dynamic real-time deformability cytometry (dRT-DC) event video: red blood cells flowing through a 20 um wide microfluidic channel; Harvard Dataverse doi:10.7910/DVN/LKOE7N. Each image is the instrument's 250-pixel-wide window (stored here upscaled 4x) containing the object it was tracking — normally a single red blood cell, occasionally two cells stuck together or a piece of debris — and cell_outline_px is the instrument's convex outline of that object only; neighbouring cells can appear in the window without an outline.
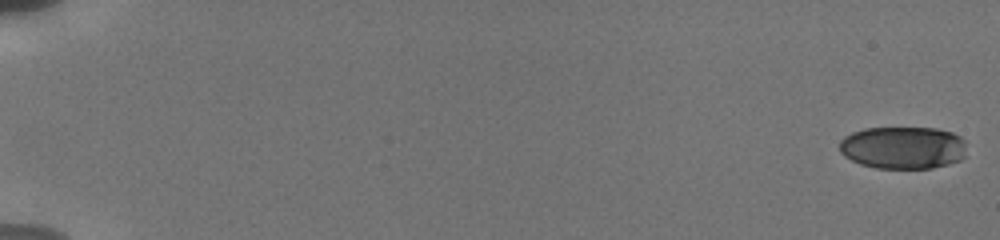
{"species": "human", "species_latin": "Homo sapiens", "temperature_condition": "cold", "stored_images_in_passage": 41, "camera_frame_rate_fps": 3000, "um_per_image_px": 0.085, "donor": {"sex": "male"}, "frame": {"image": 1, "passage_image": 1, "time_ms": 0.0, "image_size_px": [1000, 240], "cell_outline_px": [[964, 156], [960, 160], [948, 164], [932, 168], [876, 168], [860, 164], [844, 156], [840, 152], [840, 140], [844, 136], [852, 132], [864, 128], [936, 128], [952, 132], [960, 136], [964, 140]], "centroid_in_image_um": [76.73, 12.54], "position_along_channel_um": 8.3, "area_um2": 31.56}}
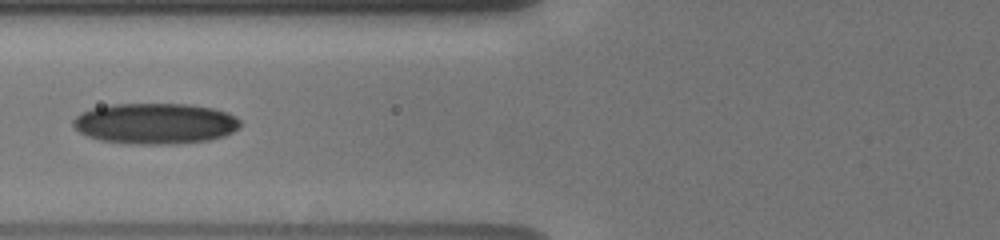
{"frame": {"image": 2, "passage_image": 16, "time_ms": 8.0, "image_size_px": [1000, 240], "cell_outline_px": [[240, 128], [224, 136], [212, 140], [172, 144], [128, 144], [100, 140], [88, 136], [80, 132], [72, 124], [72, 120], [76, 116], [92, 108], [112, 104], [192, 104], [212, 108], [228, 112], [236, 116], [240, 120]], "centroid_in_image_um": [13.23, 10.5], "position_along_channel_um": 112.6, "area_um2": 40.06}}
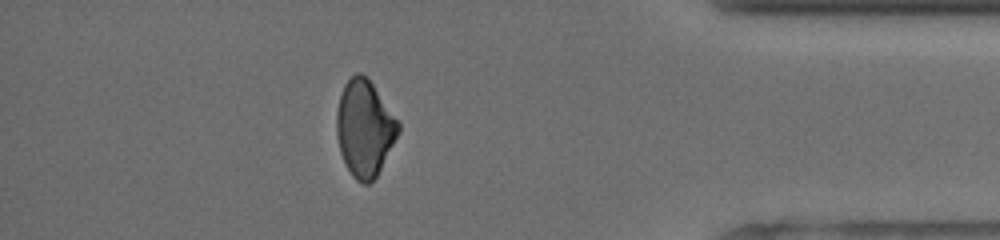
{"frame": {"image": 3, "passage_image": 36, "time_ms": 16.333, "image_size_px": [1000, 240], "cell_outline_px": [[400, 132], [376, 176], [368, 184], [364, 184], [356, 180], [352, 176], [340, 152], [336, 136], [336, 112], [340, 96], [344, 84], [356, 72], [360, 72], [372, 84], [400, 124]], "centroid_in_image_um": [30.97, 10.92], "position_along_channel_um": 404.2, "area_um2": 34.22}, "authors_computed_cell_mechanics": {"area_um2": 35.258, "velocity_mm_per_s": 3.8327, "shape_relaxation_time_tau1_ms": 5.8534, "shape_relaxation_time_tau2_ms": 9.3433, "deformation_change_tau1": 0.1503, "deformation_change_tau2": 0.1702}}